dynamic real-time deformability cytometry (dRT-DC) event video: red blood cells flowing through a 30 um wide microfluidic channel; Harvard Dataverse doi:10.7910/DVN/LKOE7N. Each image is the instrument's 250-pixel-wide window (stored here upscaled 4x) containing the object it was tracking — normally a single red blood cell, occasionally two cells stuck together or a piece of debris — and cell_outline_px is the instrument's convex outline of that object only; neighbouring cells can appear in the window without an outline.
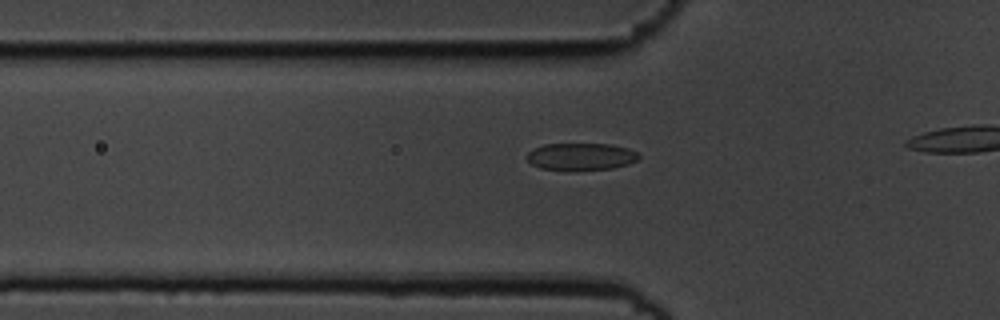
{"species": "common noctule bat (a hibernating species)", "species_latin": "Nyctalus noctula", "temperature_condition": "cold", "stored_images_in_passage": 11, "camera_frame_rate_fps": 3000, "um_per_image_px": 0.085, "animal": {"sex": "male", "body_mass_g": 19.5, "forearm_length_mm": 54.6}, "frame": {"image": 1, "passage_image": 5, "time_ms": 1.333, "image_size_px": [1000, 320], "cell_outline_px": [[640, 156], [636, 160], [628, 164], [612, 168], [564, 172], [540, 168], [532, 164], [528, 160], [528, 152], [544, 144], [608, 144], [628, 148], [636, 152]], "centroid_in_image_um": [49.36, 13.34], "position_along_channel_um": 76.4, "area_um2": 17.92}}
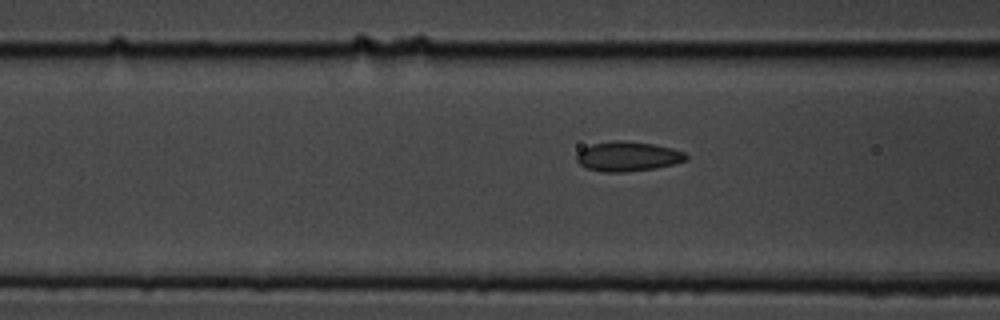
{"frame": {"image": 2, "passage_image": 8, "time_ms": 2.333, "image_size_px": [1000, 320], "cell_outline_px": [[688, 160], [656, 168], [624, 172], [604, 172], [588, 168], [580, 164], [576, 160], [576, 156], [584, 148], [592, 144], [616, 140], [624, 140], [656, 144], [672, 148], [684, 152], [688, 156]], "centroid_in_image_um": [53.4, 13.29], "position_along_channel_um": 113.2, "area_um2": 18.9}}